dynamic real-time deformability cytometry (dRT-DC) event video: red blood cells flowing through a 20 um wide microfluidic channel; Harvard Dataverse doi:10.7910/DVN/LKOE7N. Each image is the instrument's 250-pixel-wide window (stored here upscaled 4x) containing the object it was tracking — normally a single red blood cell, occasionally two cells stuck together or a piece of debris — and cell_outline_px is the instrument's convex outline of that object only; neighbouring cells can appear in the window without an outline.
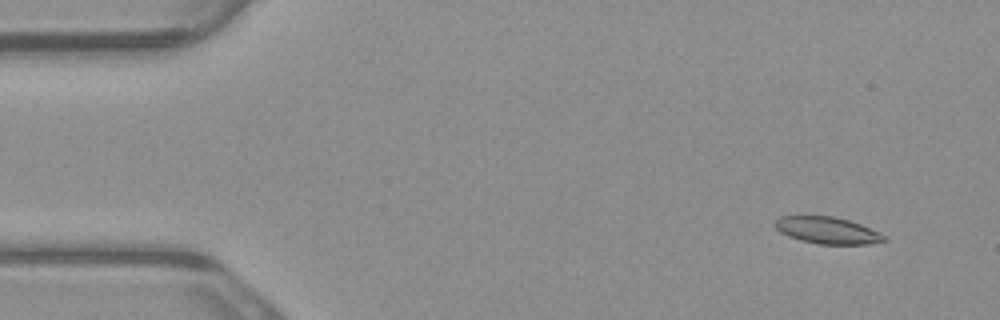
{"species": "common noctule bat (a hibernating species)", "species_latin": "Nyctalus noctula", "temperature_condition": "warm", "stored_images_in_passage": 4, "camera_frame_rate_fps": 3000, "um_per_image_px": 0.085, "animal": {"sex": "male", "body_mass_g": 23.1, "forearm_length_mm": 52.7}, "frame": {"image": 1, "passage_image": 1, "time_ms": 0.0, "image_size_px": [1000, 320], "cell_outline_px": [[888, 240], [868, 244], [820, 244], [800, 240], [788, 236], [780, 232], [772, 224], [780, 216], [832, 216], [848, 220], [860, 224], [884, 236]], "centroid_in_image_um": [70.26, 19.58], "position_along_channel_um": 14.7, "area_um2": 16.82}}
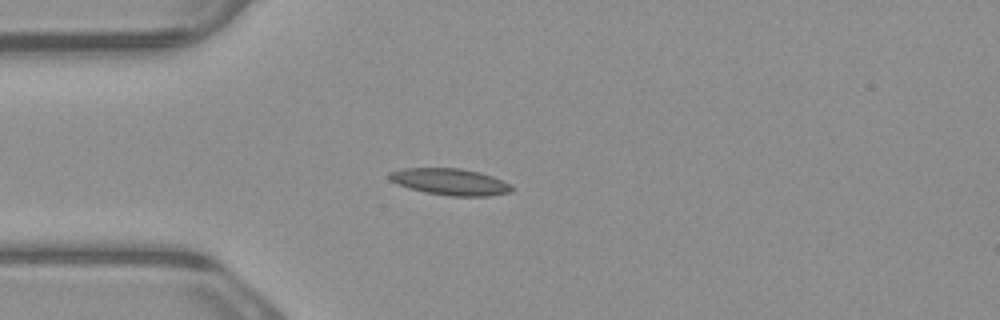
{"frame": {"image": 2, "passage_image": 4, "time_ms": 1.0, "image_size_px": [1000, 320], "cell_outline_px": [[512, 192], [488, 196], [448, 196], [424, 192], [408, 188], [392, 180], [388, 176], [388, 172], [404, 168], [460, 168], [480, 172], [492, 176], [512, 184]], "centroid_in_image_um": [38.29, 15.45], "position_along_channel_um": 46.7, "area_um2": 19.02}}